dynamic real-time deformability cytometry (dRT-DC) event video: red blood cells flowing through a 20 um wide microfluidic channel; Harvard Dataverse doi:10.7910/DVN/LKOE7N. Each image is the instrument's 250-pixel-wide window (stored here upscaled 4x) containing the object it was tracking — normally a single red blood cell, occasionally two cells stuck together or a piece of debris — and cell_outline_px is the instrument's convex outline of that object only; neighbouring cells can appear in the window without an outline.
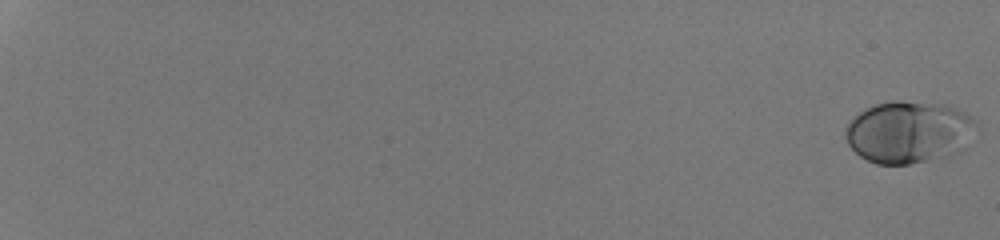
{"species": "human", "species_latin": "Homo sapiens", "temperature_condition": "room temperature", "stored_images_in_passage": 54, "camera_frame_rate_fps": 3000, "um_per_image_px": 0.085, "donor": {"sex": "male"}, "frame": {"image": 1, "passage_image": 1, "time_ms": 0.0, "image_size_px": [1000, 240], "cell_outline_px": [[980, 132], [968, 148], [952, 156], [912, 164], [876, 164], [860, 156], [848, 144], [844, 136], [844, 132], [848, 124], [860, 112], [876, 104], [892, 100], [900, 100], [944, 104], [956, 108], [964, 112], [976, 120], [980, 128]], "centroid_in_image_um": [77.38, 11.24], "position_along_channel_um": 7.6, "area_um2": 48.55}}
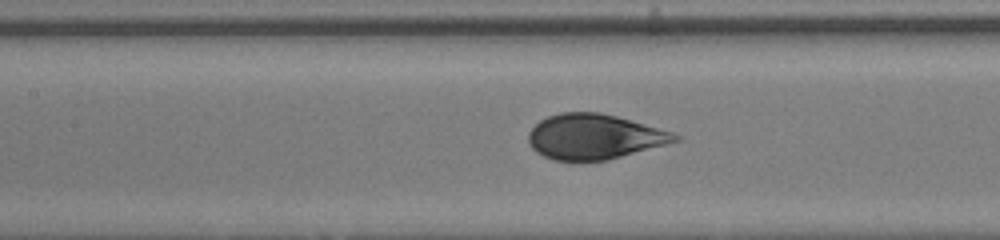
{"frame": {"image": 2, "passage_image": 31, "time_ms": 10.0, "image_size_px": [1000, 240], "cell_outline_px": [[684, 136], [680, 140], [608, 160], [552, 160], [536, 152], [528, 144], [528, 132], [540, 120], [548, 116], [560, 112], [600, 112], [616, 116], [676, 132]], "centroid_in_image_um": [50.53, 11.61], "position_along_channel_um": 156.9, "area_um2": 38.67}}
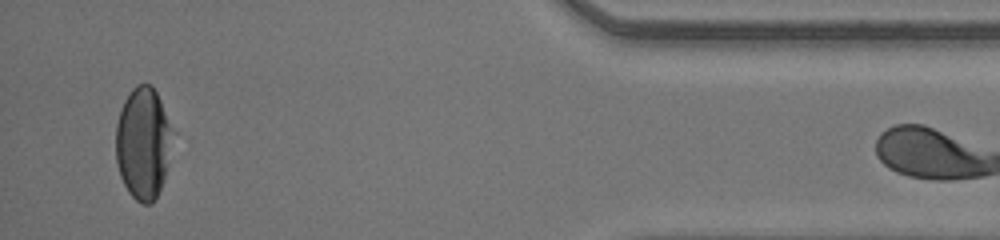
{"frame": {"image": 3, "passage_image": 53, "time_ms": 17.333, "image_size_px": [1000, 240], "cell_outline_px": [[168, 132], [164, 176], [160, 188], [152, 204], [144, 204], [136, 200], [128, 192], [120, 176], [116, 160], [116, 124], [120, 108], [124, 100], [132, 88], [136, 84], [152, 84], [160, 100], [168, 124]], "centroid_in_image_um": [12.06, 12.16], "position_along_channel_um": 423.1, "area_um2": 35.55}}